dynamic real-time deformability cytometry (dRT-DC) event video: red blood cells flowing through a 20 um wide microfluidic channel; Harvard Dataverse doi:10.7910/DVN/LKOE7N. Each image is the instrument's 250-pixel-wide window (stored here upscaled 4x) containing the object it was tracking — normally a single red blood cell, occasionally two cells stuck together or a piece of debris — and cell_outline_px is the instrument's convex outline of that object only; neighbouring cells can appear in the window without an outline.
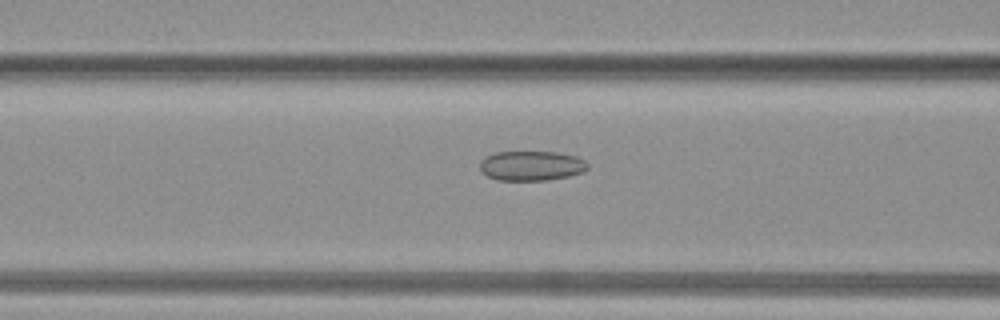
{"species": "common noctule bat (a hibernating species)", "species_latin": "Nyctalus noctula", "temperature_condition": "warm", "stored_images_in_passage": 32, "camera_frame_rate_fps": 3000, "um_per_image_px": 0.085, "animal": {"sex": "female", "body_mass_g": 19.3, "forearm_length_mm": 54.1}, "frame": {"image": 1, "passage_image": 13, "time_ms": 4.0, "image_size_px": [1000, 320], "cell_outline_px": [[588, 168], [584, 172], [568, 176], [548, 180], [496, 180], [480, 172], [480, 160], [484, 156], [496, 152], [556, 152], [576, 156], [584, 160], [588, 164]], "centroid_in_image_um": [45.14, 14.09], "position_along_channel_um": 121.5, "area_um2": 18.84}}
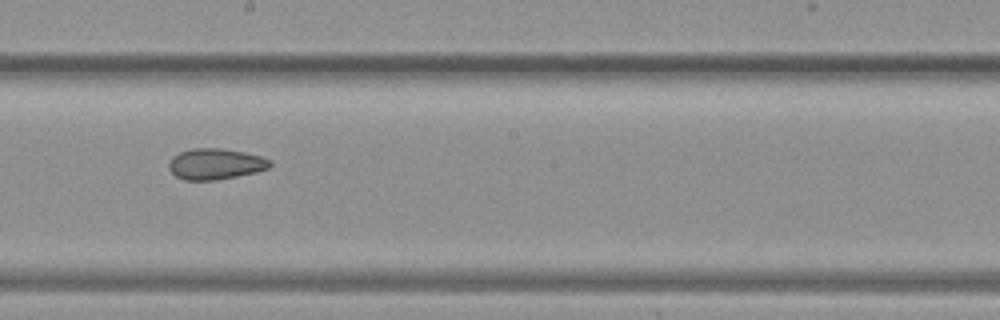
{"frame": {"image": 2, "passage_image": 19, "time_ms": 6.0, "image_size_px": [1000, 320], "cell_outline_px": [[272, 164], [268, 168], [256, 172], [216, 180], [184, 180], [176, 176], [168, 168], [168, 160], [172, 156], [180, 152], [192, 148], [220, 148], [244, 152], [260, 156], [272, 160]], "centroid_in_image_um": [18.29, 13.93], "position_along_channel_um": 229.9, "area_um2": 18.32}}
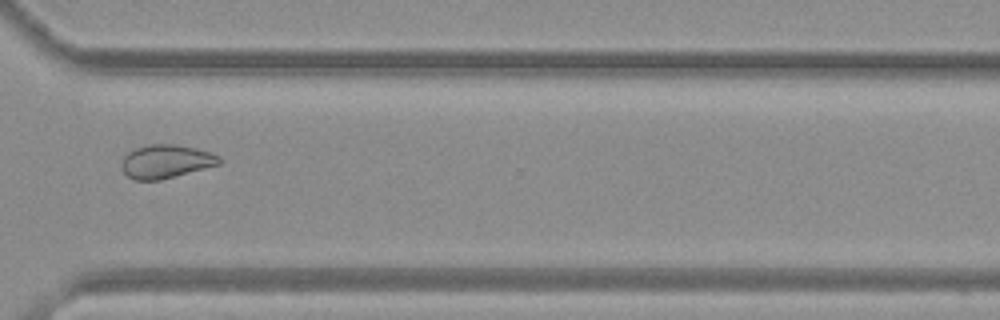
{"frame": {"image": 3, "passage_image": 26, "time_ms": 8.333, "image_size_px": [1000, 320], "cell_outline_px": [[224, 160], [220, 164], [160, 180], [136, 180], [128, 176], [120, 168], [120, 164], [124, 156], [132, 148], [148, 144], [176, 144], [196, 148], [212, 152], [220, 156]], "centroid_in_image_um": [14.1, 13.7], "position_along_channel_um": 356.5, "area_um2": 19.36}}